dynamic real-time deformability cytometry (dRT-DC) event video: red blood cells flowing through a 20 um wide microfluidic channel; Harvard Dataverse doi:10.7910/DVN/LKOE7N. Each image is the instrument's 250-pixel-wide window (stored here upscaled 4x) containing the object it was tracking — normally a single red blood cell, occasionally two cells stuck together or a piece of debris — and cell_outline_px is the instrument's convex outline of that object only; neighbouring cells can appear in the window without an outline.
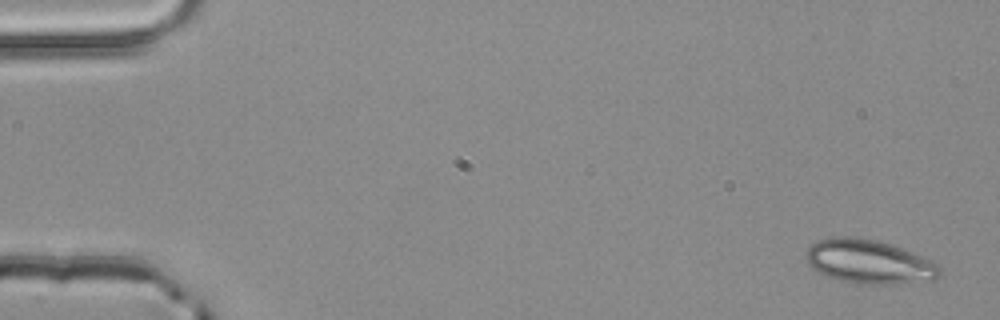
{"species": "common noctule bat (a hibernating species)", "species_latin": "Nyctalus noctula", "temperature_condition": "room temperature", "stored_images_in_passage": 5, "camera_frame_rate_fps": 3000, "um_per_image_px": 0.085, "animal": {"sex": "male", "body_mass_g": 20.4}, "frame": {"image": 1, "passage_image": 1, "time_ms": 0.0, "image_size_px": [1000, 320], "cell_outline_px": [[940, 276], [936, 280], [888, 284], [856, 284], [840, 280], [828, 276], [812, 268], [808, 264], [804, 256], [804, 252], [816, 240], [832, 236], [856, 236], [876, 240], [904, 248], [940, 264]], "centroid_in_image_um": [73.86, 22.23], "position_along_channel_um": 11.1, "area_um2": 34.74}}